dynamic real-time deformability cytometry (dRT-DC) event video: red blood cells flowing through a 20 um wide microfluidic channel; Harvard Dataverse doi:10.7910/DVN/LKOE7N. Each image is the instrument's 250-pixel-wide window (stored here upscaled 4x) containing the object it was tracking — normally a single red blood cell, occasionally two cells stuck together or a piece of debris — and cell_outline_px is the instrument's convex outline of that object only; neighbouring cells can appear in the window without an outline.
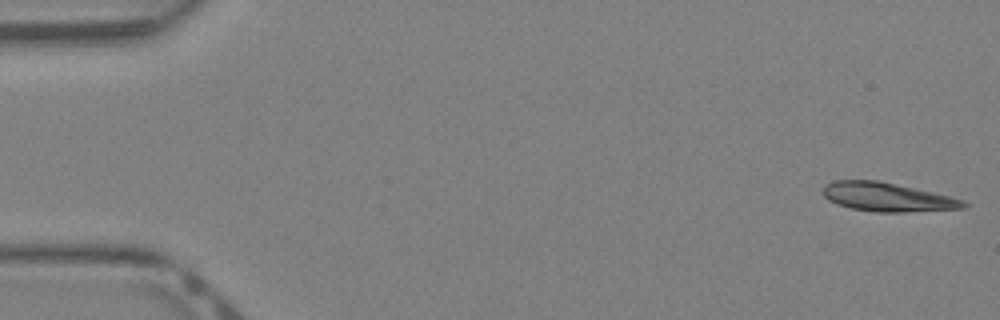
{"species": "Egyptian fruit bat (a non-hibernating species)", "species_latin": "Rousettus aegyptiacus", "temperature_condition": "warm", "stored_images_in_passage": 40, "camera_frame_rate_fps": 3000, "um_per_image_px": 0.085, "animal": {"sex": "female"}, "frame": {"image": 1, "passage_image": 1, "time_ms": 0.0, "image_size_px": [1000, 320], "cell_outline_px": [[968, 204], [964, 208], [904, 212], [876, 212], [852, 208], [836, 204], [828, 200], [824, 196], [824, 188], [828, 184], [836, 180], [876, 180], [948, 196], [964, 200]], "centroid_in_image_um": [75.4, 16.76], "position_along_channel_um": 9.6, "area_um2": 23.06}}
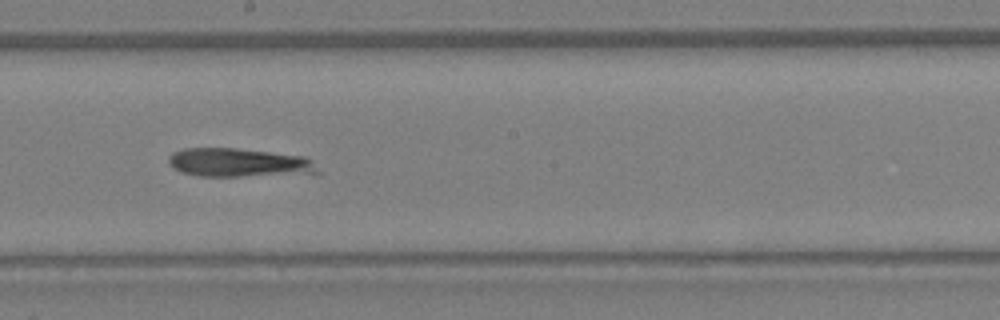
{"frame": {"image": 2, "passage_image": 22, "time_ms": 7.0, "image_size_px": [1000, 320], "cell_outline_px": [[320, 172], [240, 176], [200, 176], [180, 172], [172, 168], [168, 164], [168, 156], [172, 152], [184, 148], [236, 148], [308, 156], [312, 160]], "centroid_in_image_um": [20.23, 13.81], "position_along_channel_um": 228.0, "area_um2": 24.91}}
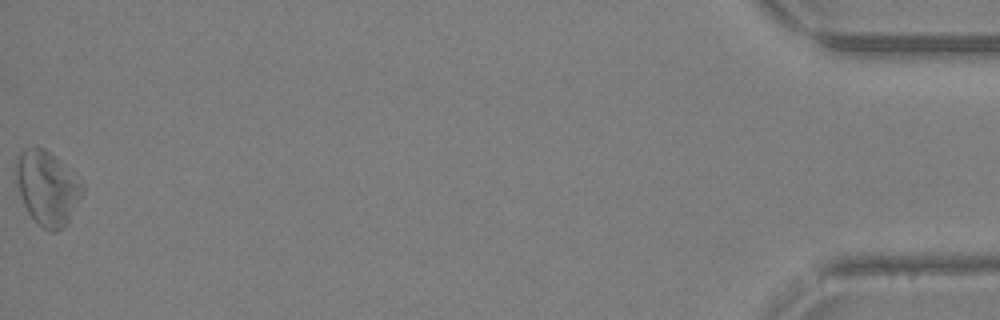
{"frame": {"image": 3, "passage_image": 40, "time_ms": 13.0, "image_size_px": [1000, 320], "cell_outline_px": [[84, 192], [68, 220], [56, 232], [52, 232], [44, 228], [28, 212], [24, 204], [16, 180], [16, 156], [24, 148], [44, 148], [60, 160], [84, 184]], "centroid_in_image_um": [4.02, 15.94], "position_along_channel_um": 431.2, "area_um2": 28.15}}